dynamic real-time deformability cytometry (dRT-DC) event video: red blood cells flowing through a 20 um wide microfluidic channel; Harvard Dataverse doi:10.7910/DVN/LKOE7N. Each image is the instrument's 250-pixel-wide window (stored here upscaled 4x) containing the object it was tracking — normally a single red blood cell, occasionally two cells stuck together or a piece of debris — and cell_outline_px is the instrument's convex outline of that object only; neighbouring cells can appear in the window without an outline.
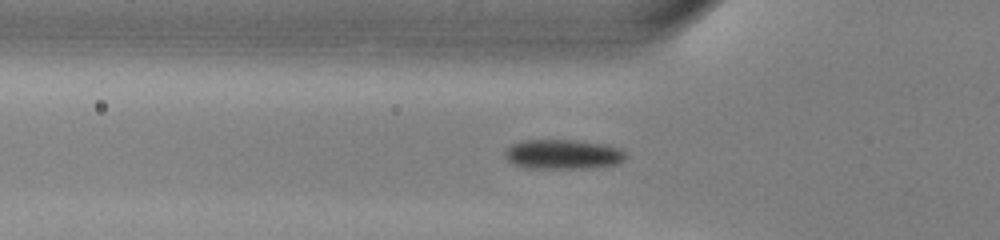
{"species": "common noctule bat (a hibernating species)", "species_latin": "Nyctalus noctula", "temperature_condition": "warm", "stored_images_in_passage": 44, "camera_frame_rate_fps": 3000, "um_per_image_px": 0.085, "animal": {"sex": "male", "body_mass_g": 13.0, "forearm_length_mm": 53.1}, "frame": {"image": 1, "passage_image": 16, "time_ms": 5.0, "image_size_px": [1000, 240], "cell_outline_px": [[628, 156], [620, 164], [596, 168], [528, 168], [512, 164], [504, 156], [504, 152], [512, 144], [524, 140], [576, 140], [604, 144], [620, 148], [628, 152]], "centroid_in_image_um": [47.92, 13.12], "position_along_channel_um": 77.9, "area_um2": 21.27}}
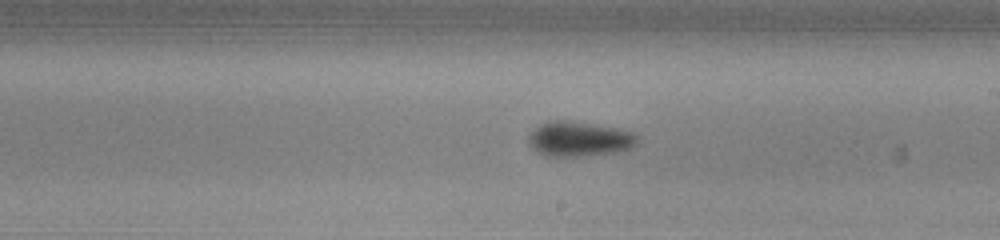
{"frame": {"image": 2, "passage_image": 28, "time_ms": 9.0, "image_size_px": [1000, 240], "cell_outline_px": [[640, 140], [632, 148], [616, 152], [580, 156], [544, 156], [536, 152], [528, 144], [528, 136], [540, 124], [548, 120], [572, 120], [632, 132]], "centroid_in_image_um": [49.19, 11.82], "position_along_channel_um": 239.8, "area_um2": 22.14}}
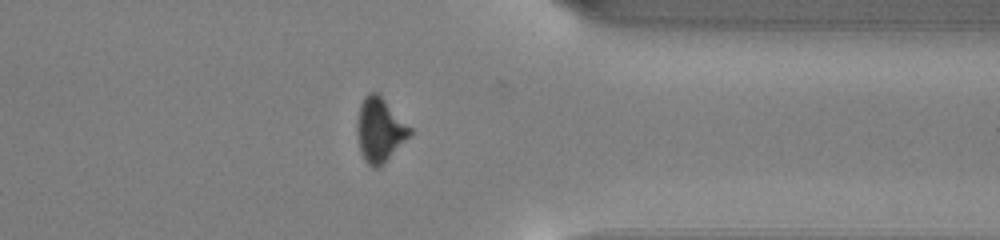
{"frame": {"image": 3, "passage_image": 39, "time_ms": 12.667, "image_size_px": [1000, 240], "cell_outline_px": [[412, 136], [384, 164], [376, 168], [372, 168], [364, 160], [360, 148], [356, 132], [356, 124], [360, 104], [364, 96], [372, 92], [376, 92], [412, 128]], "centroid_in_image_um": [32.3, 11.08], "position_along_channel_um": 379.1, "area_um2": 19.88}, "authors_computed_cell_mechanics": {"area_um2": 20.1433, "velocity_mm_per_s": 4.0388, "shape_relaxation_time_tau1_ms": 2.0957, "shape_relaxation_time_tau2_ms": null, "deformation_change_tau1": 0.0995, "deformation_change_tau2": null}}